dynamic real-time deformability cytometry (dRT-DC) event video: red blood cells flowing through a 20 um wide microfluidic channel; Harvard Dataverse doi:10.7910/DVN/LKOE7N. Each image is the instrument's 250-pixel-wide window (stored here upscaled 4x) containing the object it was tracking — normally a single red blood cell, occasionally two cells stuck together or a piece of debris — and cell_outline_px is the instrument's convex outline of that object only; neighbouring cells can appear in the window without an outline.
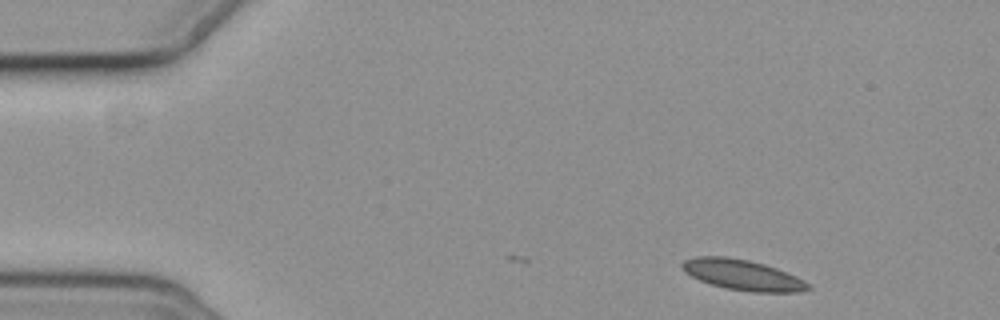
{"species": "common noctule bat (a hibernating species)", "species_latin": "Nyctalus noctula", "temperature_condition": "cold", "stored_images_in_passage": 3, "camera_frame_rate_fps": 3000, "um_per_image_px": 0.085, "animal": {"sex": "female", "body_mass_g": 19.3, "forearm_length_mm": 54.1}, "frame": {"image": 1, "passage_image": 1, "time_ms": 0.0, "image_size_px": [1000, 320], "cell_outline_px": [[812, 288], [800, 292], [752, 292], [728, 288], [712, 284], [700, 280], [684, 272], [680, 268], [680, 264], [684, 260], [696, 256], [728, 256], [748, 260], [764, 264], [776, 268], [796, 276], [812, 284]], "centroid_in_image_um": [63.13, 23.36], "position_along_channel_um": 21.9, "area_um2": 22.48}}
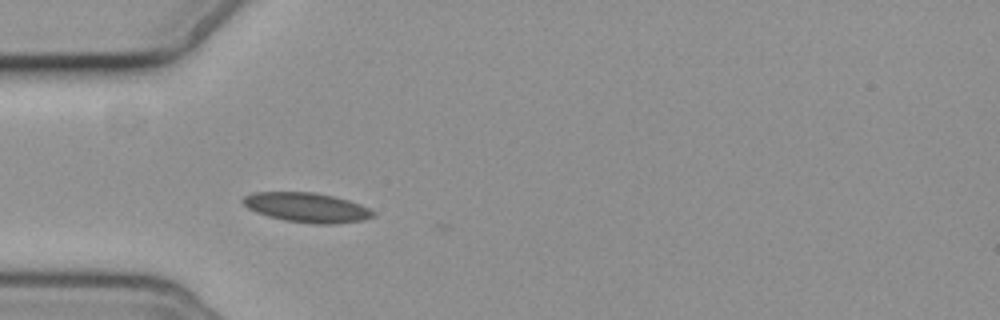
{"frame": {"image": 2, "passage_image": 3, "time_ms": 3.333, "image_size_px": [1000, 320], "cell_outline_px": [[376, 216], [364, 220], [332, 224], [316, 224], [284, 220], [268, 216], [256, 212], [248, 208], [240, 200], [244, 196], [252, 192], [312, 192], [332, 196], [348, 200], [360, 204], [376, 212]], "centroid_in_image_um": [26.08, 17.64], "position_along_channel_um": 58.9, "area_um2": 22.48}}